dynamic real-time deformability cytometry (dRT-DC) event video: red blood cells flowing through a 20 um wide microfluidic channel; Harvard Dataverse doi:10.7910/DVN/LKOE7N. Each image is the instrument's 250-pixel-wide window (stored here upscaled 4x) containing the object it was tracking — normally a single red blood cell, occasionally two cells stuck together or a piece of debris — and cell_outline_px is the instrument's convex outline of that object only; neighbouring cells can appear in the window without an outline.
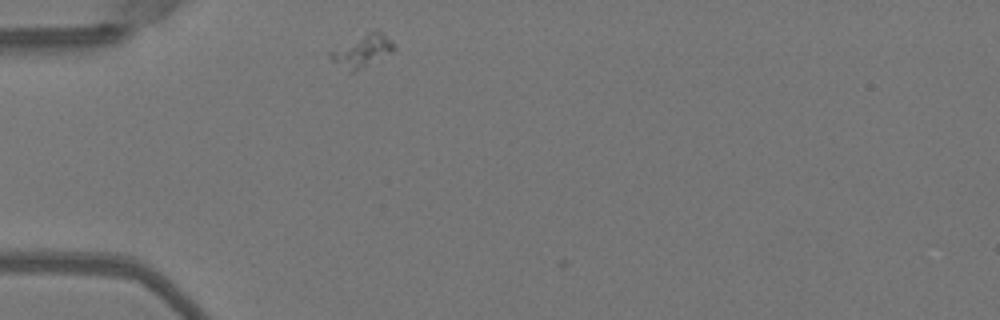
{"species": "Egyptian fruit bat (a non-hibernating species)", "species_latin": "Rousettus aegyptiacus", "temperature_condition": "warm", "stored_images_in_passage": 31, "camera_frame_rate_fps": 3000, "um_per_image_px": 0.085, "animal": {"sex": "female"}, "frame": {"image": 1, "passage_image": 1, "time_ms": 0.0, "image_size_px": [1000, 320], "cell_outline_px": [[392, 52], [352, 72], [348, 72], [332, 60], [328, 56], [328, 52], [368, 32], [380, 32], [392, 44]], "centroid_in_image_um": [30.7, 4.36], "position_along_channel_um": 54.3, "area_um2": 11.1}}
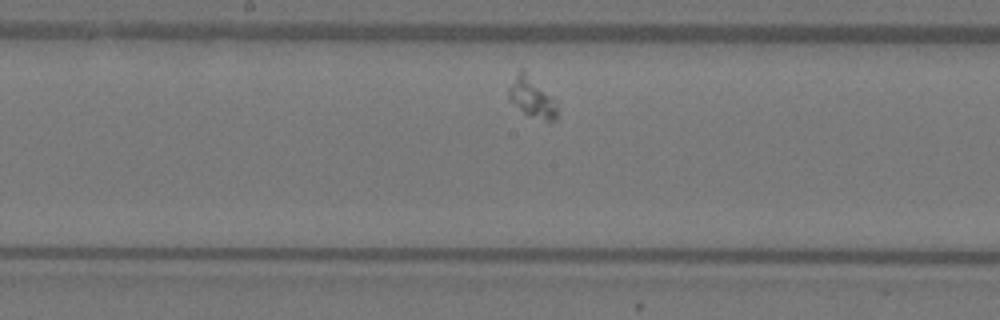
{"frame": {"image": 2, "passage_image": 14, "time_ms": 4.333, "image_size_px": [1000, 320], "cell_outline_px": [[556, 120], [544, 120], [532, 116], [524, 112], [508, 100], [508, 92], [516, 76], [520, 72], [524, 72], [552, 96], [556, 108]], "centroid_in_image_um": [45.21, 8.34], "position_along_channel_um": 203.0, "area_um2": 10.46}}
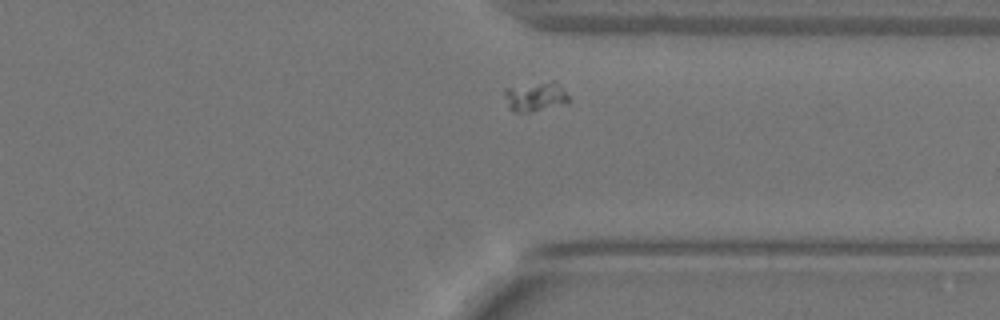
{"frame": {"image": 3, "passage_image": 27, "time_ms": 8.667, "image_size_px": [1000, 320], "cell_outline_px": [[568, 104], [528, 112], [512, 112], [508, 108], [504, 92], [504, 88], [552, 80], [556, 80], [568, 96]], "centroid_in_image_um": [45.51, 8.21], "position_along_channel_um": 365.9, "area_um2": 11.16}}